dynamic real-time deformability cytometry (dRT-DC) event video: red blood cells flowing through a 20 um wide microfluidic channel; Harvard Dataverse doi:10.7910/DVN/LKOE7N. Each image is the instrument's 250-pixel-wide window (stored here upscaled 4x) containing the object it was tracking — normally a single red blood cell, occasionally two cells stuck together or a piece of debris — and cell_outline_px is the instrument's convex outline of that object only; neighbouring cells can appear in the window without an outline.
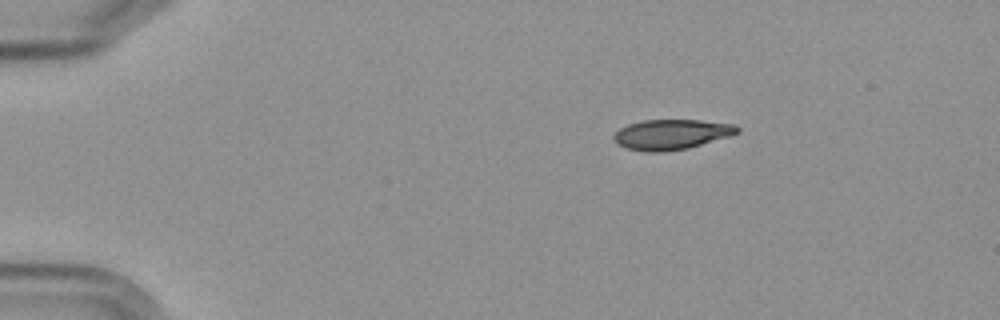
{"species": "Egyptian fruit bat (a non-hibernating species)", "species_latin": "Rousettus aegyptiacus", "temperature_condition": "cold", "stored_images_in_passage": 4, "camera_frame_rate_fps": 3000, "um_per_image_px": 0.085, "frame": {"image": 1, "passage_image": 1, "time_ms": 0.0, "image_size_px": [1000, 320], "cell_outline_px": [[740, 132], [732, 136], [688, 148], [664, 152], [644, 152], [624, 148], [616, 144], [612, 140], [612, 136], [620, 128], [628, 124], [644, 120], [700, 120], [736, 124], [740, 128]], "centroid_in_image_um": [57.07, 11.43], "position_along_channel_um": 27.9, "area_um2": 22.14}}
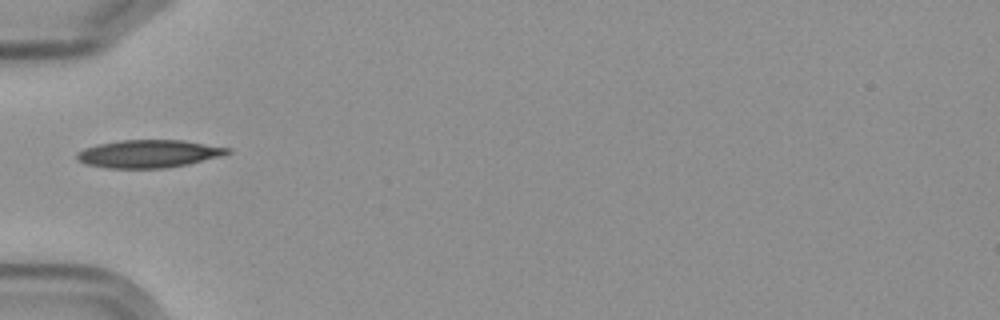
{"frame": {"image": 2, "passage_image": 4, "time_ms": 3.333, "image_size_px": [1000, 320], "cell_outline_px": [[232, 152], [220, 156], [188, 164], [164, 168], [108, 168], [84, 164], [76, 160], [76, 152], [84, 148], [96, 144], [120, 140], [180, 140], [228, 148]], "centroid_in_image_um": [12.55, 13.07], "position_along_channel_um": 72.5, "area_um2": 24.33}}